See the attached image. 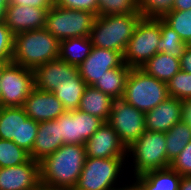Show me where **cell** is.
I'll return each mask as SVG.
<instances>
[{"instance_id":"6da1fadb","label":"cell","mask_w":191,"mask_h":190,"mask_svg":"<svg viewBox=\"0 0 191 190\" xmlns=\"http://www.w3.org/2000/svg\"><path fill=\"white\" fill-rule=\"evenodd\" d=\"M85 145L63 144L40 161V184L74 188L86 161Z\"/></svg>"},{"instance_id":"7a4b0ae2","label":"cell","mask_w":191,"mask_h":190,"mask_svg":"<svg viewBox=\"0 0 191 190\" xmlns=\"http://www.w3.org/2000/svg\"><path fill=\"white\" fill-rule=\"evenodd\" d=\"M60 41L45 28L14 35L12 63L34 70L59 57Z\"/></svg>"},{"instance_id":"3957f363","label":"cell","mask_w":191,"mask_h":190,"mask_svg":"<svg viewBox=\"0 0 191 190\" xmlns=\"http://www.w3.org/2000/svg\"><path fill=\"white\" fill-rule=\"evenodd\" d=\"M141 18L140 13L96 16L90 33L93 46L123 55Z\"/></svg>"},{"instance_id":"277c9868","label":"cell","mask_w":191,"mask_h":190,"mask_svg":"<svg viewBox=\"0 0 191 190\" xmlns=\"http://www.w3.org/2000/svg\"><path fill=\"white\" fill-rule=\"evenodd\" d=\"M165 132L144 133L127 149V159L131 158L129 171L132 177L142 175L145 172L169 168L171 161L167 158Z\"/></svg>"},{"instance_id":"5b68a950","label":"cell","mask_w":191,"mask_h":190,"mask_svg":"<svg viewBox=\"0 0 191 190\" xmlns=\"http://www.w3.org/2000/svg\"><path fill=\"white\" fill-rule=\"evenodd\" d=\"M127 160V158L86 157L84 167L74 188L76 190H117L121 186L117 183L122 184L118 180L126 178L123 177L126 174V171L123 170L126 167L129 168Z\"/></svg>"},{"instance_id":"8992f818","label":"cell","mask_w":191,"mask_h":190,"mask_svg":"<svg viewBox=\"0 0 191 190\" xmlns=\"http://www.w3.org/2000/svg\"><path fill=\"white\" fill-rule=\"evenodd\" d=\"M169 98L167 83L131 68L122 99L141 112H149Z\"/></svg>"},{"instance_id":"52a82bcc","label":"cell","mask_w":191,"mask_h":190,"mask_svg":"<svg viewBox=\"0 0 191 190\" xmlns=\"http://www.w3.org/2000/svg\"><path fill=\"white\" fill-rule=\"evenodd\" d=\"M96 15L92 12L53 6L47 11L45 29L59 41L90 36Z\"/></svg>"},{"instance_id":"ba28073f","label":"cell","mask_w":191,"mask_h":190,"mask_svg":"<svg viewBox=\"0 0 191 190\" xmlns=\"http://www.w3.org/2000/svg\"><path fill=\"white\" fill-rule=\"evenodd\" d=\"M160 37V18H141L123 54V61L130 68H140L157 54Z\"/></svg>"},{"instance_id":"9c48e42d","label":"cell","mask_w":191,"mask_h":190,"mask_svg":"<svg viewBox=\"0 0 191 190\" xmlns=\"http://www.w3.org/2000/svg\"><path fill=\"white\" fill-rule=\"evenodd\" d=\"M39 123L26 115L23 107L0 108V139L11 140L29 154L37 136Z\"/></svg>"},{"instance_id":"30bf717a","label":"cell","mask_w":191,"mask_h":190,"mask_svg":"<svg viewBox=\"0 0 191 190\" xmlns=\"http://www.w3.org/2000/svg\"><path fill=\"white\" fill-rule=\"evenodd\" d=\"M34 88V72L15 63H9L0 78V106L23 107Z\"/></svg>"},{"instance_id":"8fae6325","label":"cell","mask_w":191,"mask_h":190,"mask_svg":"<svg viewBox=\"0 0 191 190\" xmlns=\"http://www.w3.org/2000/svg\"><path fill=\"white\" fill-rule=\"evenodd\" d=\"M120 141L128 149L146 130L145 113L139 111L126 101L114 99L108 119Z\"/></svg>"},{"instance_id":"7c38bea8","label":"cell","mask_w":191,"mask_h":190,"mask_svg":"<svg viewBox=\"0 0 191 190\" xmlns=\"http://www.w3.org/2000/svg\"><path fill=\"white\" fill-rule=\"evenodd\" d=\"M104 121L79 109L65 111L58 118L60 139L64 144L85 145L86 141L98 130Z\"/></svg>"},{"instance_id":"4fadbf2b","label":"cell","mask_w":191,"mask_h":190,"mask_svg":"<svg viewBox=\"0 0 191 190\" xmlns=\"http://www.w3.org/2000/svg\"><path fill=\"white\" fill-rule=\"evenodd\" d=\"M123 63V55L120 52L93 46L91 53L78 66V70L87 86H93L106 71L118 68Z\"/></svg>"},{"instance_id":"5bb4252c","label":"cell","mask_w":191,"mask_h":190,"mask_svg":"<svg viewBox=\"0 0 191 190\" xmlns=\"http://www.w3.org/2000/svg\"><path fill=\"white\" fill-rule=\"evenodd\" d=\"M85 150L86 156L91 158H127V148L108 122L86 141Z\"/></svg>"},{"instance_id":"9a60e30c","label":"cell","mask_w":191,"mask_h":190,"mask_svg":"<svg viewBox=\"0 0 191 190\" xmlns=\"http://www.w3.org/2000/svg\"><path fill=\"white\" fill-rule=\"evenodd\" d=\"M40 184V162L0 168V190H33Z\"/></svg>"},{"instance_id":"2e32d148","label":"cell","mask_w":191,"mask_h":190,"mask_svg":"<svg viewBox=\"0 0 191 190\" xmlns=\"http://www.w3.org/2000/svg\"><path fill=\"white\" fill-rule=\"evenodd\" d=\"M23 108L26 115L38 123L55 120L66 111L53 92L41 91L35 87L25 99Z\"/></svg>"},{"instance_id":"e0dca14e","label":"cell","mask_w":191,"mask_h":190,"mask_svg":"<svg viewBox=\"0 0 191 190\" xmlns=\"http://www.w3.org/2000/svg\"><path fill=\"white\" fill-rule=\"evenodd\" d=\"M47 11L46 8L9 2L4 22L14 35L45 28Z\"/></svg>"},{"instance_id":"ac0fdd59","label":"cell","mask_w":191,"mask_h":190,"mask_svg":"<svg viewBox=\"0 0 191 190\" xmlns=\"http://www.w3.org/2000/svg\"><path fill=\"white\" fill-rule=\"evenodd\" d=\"M34 87L41 91L54 92L57 86L70 80L79 70L75 65L57 58L34 70Z\"/></svg>"},{"instance_id":"d6986e66","label":"cell","mask_w":191,"mask_h":190,"mask_svg":"<svg viewBox=\"0 0 191 190\" xmlns=\"http://www.w3.org/2000/svg\"><path fill=\"white\" fill-rule=\"evenodd\" d=\"M181 100L169 97L157 107L145 113L146 130L167 132L181 121Z\"/></svg>"},{"instance_id":"ffe728a7","label":"cell","mask_w":191,"mask_h":190,"mask_svg":"<svg viewBox=\"0 0 191 190\" xmlns=\"http://www.w3.org/2000/svg\"><path fill=\"white\" fill-rule=\"evenodd\" d=\"M64 144L60 139V126L58 118L51 121L40 122L37 136L29 154L35 161H42L45 157L57 151Z\"/></svg>"},{"instance_id":"44dd1931","label":"cell","mask_w":191,"mask_h":190,"mask_svg":"<svg viewBox=\"0 0 191 190\" xmlns=\"http://www.w3.org/2000/svg\"><path fill=\"white\" fill-rule=\"evenodd\" d=\"M181 175L171 167L145 172L134 179L143 190H179Z\"/></svg>"},{"instance_id":"7402d4cb","label":"cell","mask_w":191,"mask_h":190,"mask_svg":"<svg viewBox=\"0 0 191 190\" xmlns=\"http://www.w3.org/2000/svg\"><path fill=\"white\" fill-rule=\"evenodd\" d=\"M114 99L93 86H87L81 97L79 110L108 122Z\"/></svg>"},{"instance_id":"603a6c76","label":"cell","mask_w":191,"mask_h":190,"mask_svg":"<svg viewBox=\"0 0 191 190\" xmlns=\"http://www.w3.org/2000/svg\"><path fill=\"white\" fill-rule=\"evenodd\" d=\"M131 68L124 62L120 67L105 72L93 87L108 94L113 99H121L124 94L126 80Z\"/></svg>"},{"instance_id":"cb8c5ba5","label":"cell","mask_w":191,"mask_h":190,"mask_svg":"<svg viewBox=\"0 0 191 190\" xmlns=\"http://www.w3.org/2000/svg\"><path fill=\"white\" fill-rule=\"evenodd\" d=\"M142 69L146 74L167 83L178 71L181 70L180 59L165 53H157L150 58Z\"/></svg>"},{"instance_id":"d4e9b609","label":"cell","mask_w":191,"mask_h":190,"mask_svg":"<svg viewBox=\"0 0 191 190\" xmlns=\"http://www.w3.org/2000/svg\"><path fill=\"white\" fill-rule=\"evenodd\" d=\"M92 48L90 36L64 39L60 41L58 58L78 67L91 53Z\"/></svg>"},{"instance_id":"484cf974","label":"cell","mask_w":191,"mask_h":190,"mask_svg":"<svg viewBox=\"0 0 191 190\" xmlns=\"http://www.w3.org/2000/svg\"><path fill=\"white\" fill-rule=\"evenodd\" d=\"M86 87V82L81 78L78 72L70 80H66L57 86L53 93L63 104L66 111H73L79 108L81 97Z\"/></svg>"},{"instance_id":"4316f807","label":"cell","mask_w":191,"mask_h":190,"mask_svg":"<svg viewBox=\"0 0 191 190\" xmlns=\"http://www.w3.org/2000/svg\"><path fill=\"white\" fill-rule=\"evenodd\" d=\"M167 158L172 162L191 141V127L182 121L165 132Z\"/></svg>"},{"instance_id":"83f0119b","label":"cell","mask_w":191,"mask_h":190,"mask_svg":"<svg viewBox=\"0 0 191 190\" xmlns=\"http://www.w3.org/2000/svg\"><path fill=\"white\" fill-rule=\"evenodd\" d=\"M160 31L161 37L157 46V53H165L180 59L187 47V43L182 41L178 33L162 18H160Z\"/></svg>"},{"instance_id":"f1b7e54d","label":"cell","mask_w":191,"mask_h":190,"mask_svg":"<svg viewBox=\"0 0 191 190\" xmlns=\"http://www.w3.org/2000/svg\"><path fill=\"white\" fill-rule=\"evenodd\" d=\"M29 159V153L13 141L0 139V168L18 166Z\"/></svg>"},{"instance_id":"f546056e","label":"cell","mask_w":191,"mask_h":190,"mask_svg":"<svg viewBox=\"0 0 191 190\" xmlns=\"http://www.w3.org/2000/svg\"><path fill=\"white\" fill-rule=\"evenodd\" d=\"M162 19L178 33L182 41L187 43L191 39V9L172 10Z\"/></svg>"},{"instance_id":"4dcf8cb0","label":"cell","mask_w":191,"mask_h":190,"mask_svg":"<svg viewBox=\"0 0 191 190\" xmlns=\"http://www.w3.org/2000/svg\"><path fill=\"white\" fill-rule=\"evenodd\" d=\"M97 16L139 13V0H97Z\"/></svg>"},{"instance_id":"1f68e13d","label":"cell","mask_w":191,"mask_h":190,"mask_svg":"<svg viewBox=\"0 0 191 190\" xmlns=\"http://www.w3.org/2000/svg\"><path fill=\"white\" fill-rule=\"evenodd\" d=\"M169 97L177 98L178 100H185L191 98V73L178 71L167 82Z\"/></svg>"},{"instance_id":"d6a6232c","label":"cell","mask_w":191,"mask_h":190,"mask_svg":"<svg viewBox=\"0 0 191 190\" xmlns=\"http://www.w3.org/2000/svg\"><path fill=\"white\" fill-rule=\"evenodd\" d=\"M174 0H139L142 18H163L173 10Z\"/></svg>"},{"instance_id":"836d02e7","label":"cell","mask_w":191,"mask_h":190,"mask_svg":"<svg viewBox=\"0 0 191 190\" xmlns=\"http://www.w3.org/2000/svg\"><path fill=\"white\" fill-rule=\"evenodd\" d=\"M14 34L0 21V62H12Z\"/></svg>"},{"instance_id":"e575fe53","label":"cell","mask_w":191,"mask_h":190,"mask_svg":"<svg viewBox=\"0 0 191 190\" xmlns=\"http://www.w3.org/2000/svg\"><path fill=\"white\" fill-rule=\"evenodd\" d=\"M170 167L181 176H191V141L171 162Z\"/></svg>"},{"instance_id":"d590c367","label":"cell","mask_w":191,"mask_h":190,"mask_svg":"<svg viewBox=\"0 0 191 190\" xmlns=\"http://www.w3.org/2000/svg\"><path fill=\"white\" fill-rule=\"evenodd\" d=\"M54 4L67 9L92 12L97 16V0H54Z\"/></svg>"},{"instance_id":"8d00e7d4","label":"cell","mask_w":191,"mask_h":190,"mask_svg":"<svg viewBox=\"0 0 191 190\" xmlns=\"http://www.w3.org/2000/svg\"><path fill=\"white\" fill-rule=\"evenodd\" d=\"M9 2L38 8H46L47 10H49L54 4V0H9Z\"/></svg>"},{"instance_id":"74e56055","label":"cell","mask_w":191,"mask_h":190,"mask_svg":"<svg viewBox=\"0 0 191 190\" xmlns=\"http://www.w3.org/2000/svg\"><path fill=\"white\" fill-rule=\"evenodd\" d=\"M181 121L191 127V98L181 101Z\"/></svg>"},{"instance_id":"f35d334b","label":"cell","mask_w":191,"mask_h":190,"mask_svg":"<svg viewBox=\"0 0 191 190\" xmlns=\"http://www.w3.org/2000/svg\"><path fill=\"white\" fill-rule=\"evenodd\" d=\"M181 70L191 73V49L186 47L183 55L180 58Z\"/></svg>"},{"instance_id":"ab89813d","label":"cell","mask_w":191,"mask_h":190,"mask_svg":"<svg viewBox=\"0 0 191 190\" xmlns=\"http://www.w3.org/2000/svg\"><path fill=\"white\" fill-rule=\"evenodd\" d=\"M191 9V0H174L173 10Z\"/></svg>"},{"instance_id":"60d3db41","label":"cell","mask_w":191,"mask_h":190,"mask_svg":"<svg viewBox=\"0 0 191 190\" xmlns=\"http://www.w3.org/2000/svg\"><path fill=\"white\" fill-rule=\"evenodd\" d=\"M131 182V184H130ZM117 190H143L142 187L134 180L127 181V183L120 186Z\"/></svg>"},{"instance_id":"b9f144b4","label":"cell","mask_w":191,"mask_h":190,"mask_svg":"<svg viewBox=\"0 0 191 190\" xmlns=\"http://www.w3.org/2000/svg\"><path fill=\"white\" fill-rule=\"evenodd\" d=\"M179 190H191V176H182L179 183Z\"/></svg>"},{"instance_id":"7bdbcfd3","label":"cell","mask_w":191,"mask_h":190,"mask_svg":"<svg viewBox=\"0 0 191 190\" xmlns=\"http://www.w3.org/2000/svg\"><path fill=\"white\" fill-rule=\"evenodd\" d=\"M9 5V0H0V21L5 20L6 9Z\"/></svg>"},{"instance_id":"ee69618b","label":"cell","mask_w":191,"mask_h":190,"mask_svg":"<svg viewBox=\"0 0 191 190\" xmlns=\"http://www.w3.org/2000/svg\"><path fill=\"white\" fill-rule=\"evenodd\" d=\"M11 62H0V78L2 77L3 74V69ZM1 95V93H0Z\"/></svg>"},{"instance_id":"f6af8a7d","label":"cell","mask_w":191,"mask_h":190,"mask_svg":"<svg viewBox=\"0 0 191 190\" xmlns=\"http://www.w3.org/2000/svg\"><path fill=\"white\" fill-rule=\"evenodd\" d=\"M49 190H76V189L75 188L51 187V186H49Z\"/></svg>"},{"instance_id":"bcb514c9","label":"cell","mask_w":191,"mask_h":190,"mask_svg":"<svg viewBox=\"0 0 191 190\" xmlns=\"http://www.w3.org/2000/svg\"><path fill=\"white\" fill-rule=\"evenodd\" d=\"M33 190H49V186L39 184L35 189Z\"/></svg>"},{"instance_id":"7dc6e473","label":"cell","mask_w":191,"mask_h":190,"mask_svg":"<svg viewBox=\"0 0 191 190\" xmlns=\"http://www.w3.org/2000/svg\"><path fill=\"white\" fill-rule=\"evenodd\" d=\"M187 47L191 49V39L187 42Z\"/></svg>"}]
</instances>
